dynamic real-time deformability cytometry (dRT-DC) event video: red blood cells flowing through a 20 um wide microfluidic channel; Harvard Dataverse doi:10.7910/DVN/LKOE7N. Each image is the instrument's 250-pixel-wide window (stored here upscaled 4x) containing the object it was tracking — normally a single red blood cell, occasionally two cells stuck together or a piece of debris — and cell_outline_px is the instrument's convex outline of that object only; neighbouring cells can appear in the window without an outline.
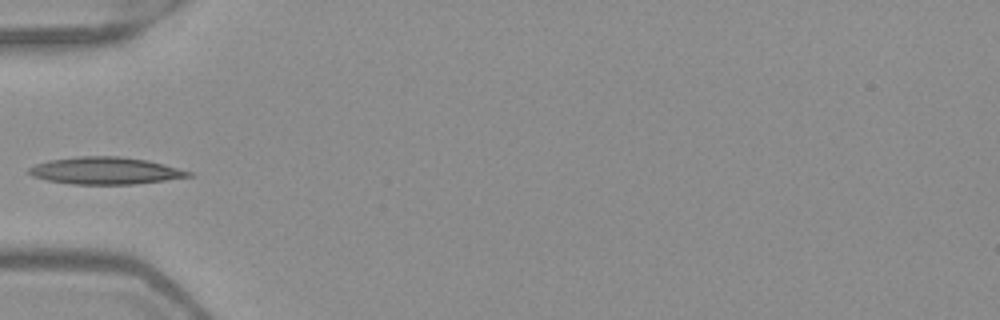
{"species": "Egyptian fruit bat (a non-hibernating species)", "species_latin": "Rousettus aegyptiacus", "temperature_condition": "warm", "stored_images_in_passage": 35, "camera_frame_rate_fps": 3000, "um_per_image_px": 0.085, "frame": {"image": 1, "passage_image": 1, "time_ms": 0.0, "image_size_px": [1000, 320], "cell_outline_px": [[192, 176], [136, 184], [72, 184], [48, 180], [32, 176], [28, 172], [28, 168], [36, 164], [48, 160], [76, 156], [120, 156], [148, 160], [164, 164], [192, 172]], "centroid_in_image_um": [8.94, 14.5], "position_along_channel_um": 76.1, "area_um2": 25.2}}
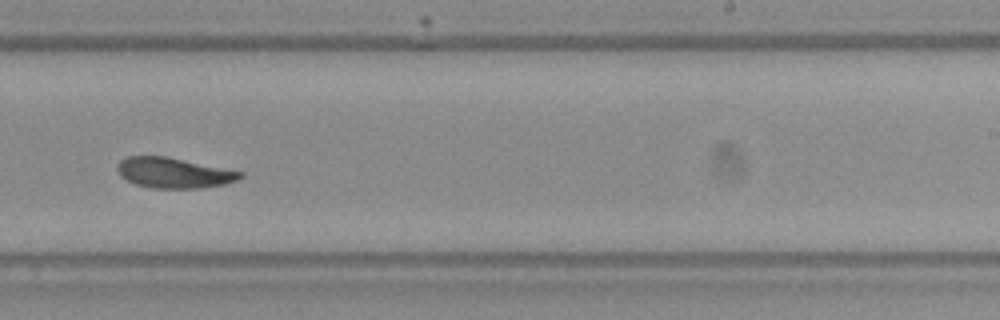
{"frame": {"image": 2, "passage_image": 16, "time_ms": 5.0, "image_size_px": [1000, 320], "cell_outline_px": [[244, 176], [240, 180], [224, 184], [200, 188], [152, 188], [136, 184], [120, 176], [116, 168], [116, 164], [120, 160], [128, 156], [164, 156], [244, 172]], "centroid_in_image_um": [14.77, 14.69], "position_along_channel_um": 274.2, "area_um2": 21.73}}
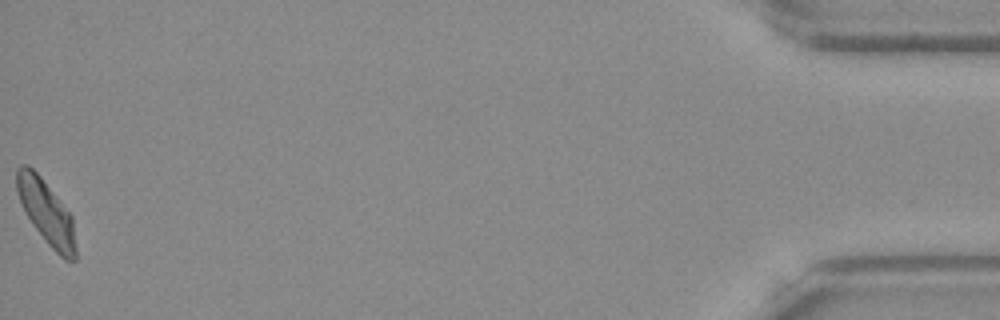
{"frame": {"image": 3, "passage_image": 35, "time_ms": 11.333, "image_size_px": [1000, 320], "cell_outline_px": [[76, 260], [64, 260], [48, 244], [32, 224], [24, 212], [16, 192], [16, 168], [20, 164], [28, 164], [40, 176], [72, 216], [76, 248]], "centroid_in_image_um": [3.91, 18.03], "position_along_channel_um": 431.3, "area_um2": 21.96}}